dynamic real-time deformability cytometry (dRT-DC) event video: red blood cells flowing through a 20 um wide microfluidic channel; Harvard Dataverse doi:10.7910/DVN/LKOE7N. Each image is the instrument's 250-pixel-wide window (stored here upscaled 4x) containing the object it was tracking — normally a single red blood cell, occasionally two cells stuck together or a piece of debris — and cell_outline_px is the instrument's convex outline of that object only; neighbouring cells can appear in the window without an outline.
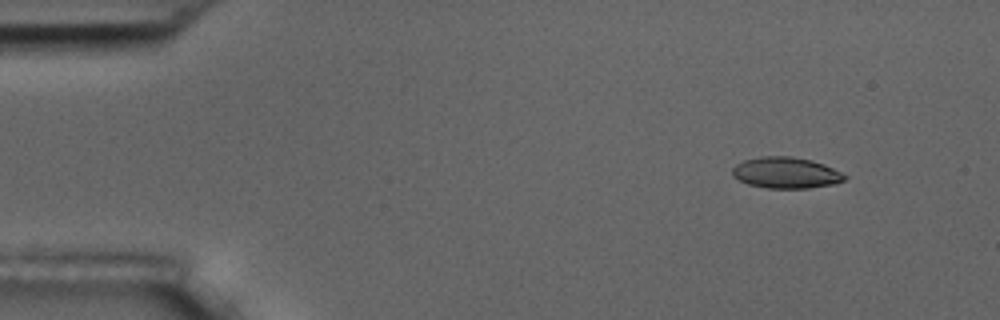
{"species": "common noctule bat (a hibernating species)", "species_latin": "Nyctalus noctula", "temperature_condition": "room temperature", "stored_images_in_passage": 5, "camera_frame_rate_fps": 3000, "um_per_image_px": 0.085, "animal": {"sex": "male", "body_mass_g": 17.5, "forearm_length_mm": 52.3}, "frame": {"image": 1, "passage_image": 2, "time_ms": 1.333, "image_size_px": [1000, 320], "cell_outline_px": [[848, 176], [844, 180], [836, 184], [808, 188], [768, 188], [748, 184], [732, 176], [732, 168], [736, 164], [744, 160], [760, 156], [792, 156], [812, 160], [824, 164]], "centroid_in_image_um": [66.81, 14.68], "position_along_channel_um": 18.2, "area_um2": 20.46}}
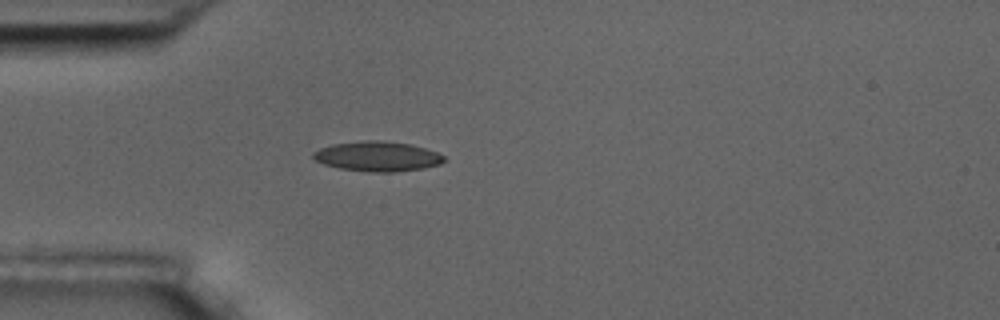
{"frame": {"image": 2, "passage_image": 5, "time_ms": 4.667, "image_size_px": [1000, 320], "cell_outline_px": [[448, 160], [440, 164], [424, 168], [396, 172], [372, 172], [340, 168], [324, 164], [316, 160], [312, 156], [312, 152], [320, 148], [332, 144], [364, 140], [380, 140], [412, 144], [436, 152], [444, 156]], "centroid_in_image_um": [32.1, 13.29], "position_along_channel_um": 52.9, "area_um2": 22.89}}